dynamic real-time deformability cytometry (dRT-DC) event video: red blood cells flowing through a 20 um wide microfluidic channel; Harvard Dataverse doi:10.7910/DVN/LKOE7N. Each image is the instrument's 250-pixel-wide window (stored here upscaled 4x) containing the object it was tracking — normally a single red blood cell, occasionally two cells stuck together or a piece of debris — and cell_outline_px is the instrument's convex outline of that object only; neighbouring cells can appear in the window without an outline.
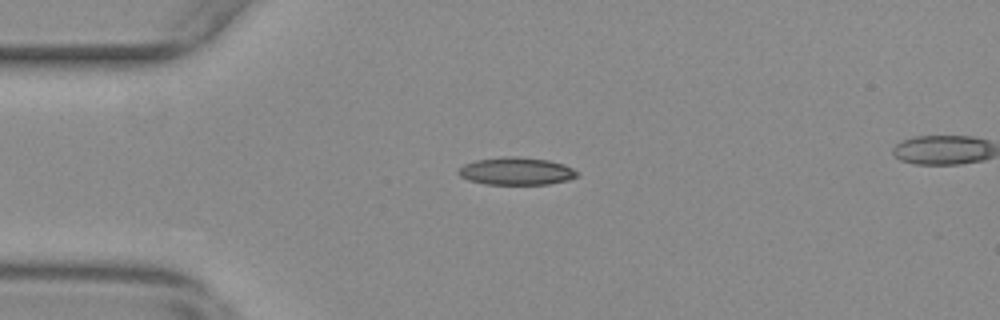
{"species": "common noctule bat (a hibernating species)", "species_latin": "Nyctalus noctula", "temperature_condition": "warm", "stored_images_in_passage": 55, "camera_frame_rate_fps": 3000, "um_per_image_px": 0.085, "animal": {"sex": "female", "body_mass_g": 29.2, "forearm_length_mm": 56.3}, "frame": {"image": 1, "passage_image": 13, "time_ms": 4.0, "image_size_px": [1000, 320], "cell_outline_px": [[576, 176], [568, 180], [548, 184], [484, 184], [468, 180], [460, 176], [456, 172], [464, 164], [476, 160], [508, 156], [516, 156], [548, 160], [564, 164], [572, 168], [576, 172]], "centroid_in_image_um": [43.85, 14.55], "position_along_channel_um": 41.2, "area_um2": 18.96}}
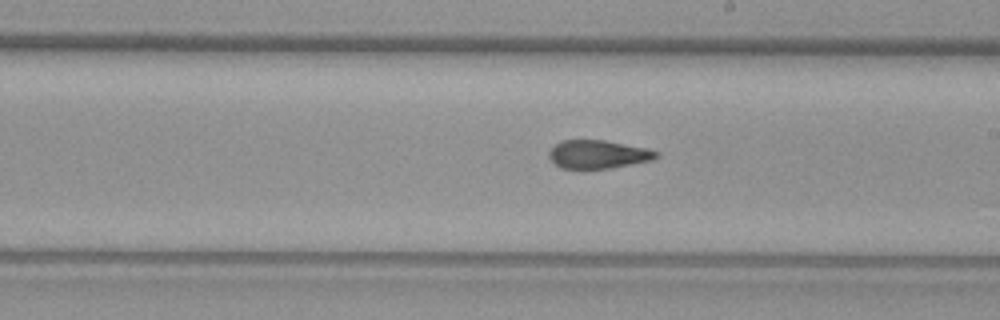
{"frame": {"image": 2, "passage_image": 31, "time_ms": 10.0, "image_size_px": [1000, 320], "cell_outline_px": [[660, 156], [652, 160], [612, 168], [584, 172], [580, 172], [560, 168], [548, 156], [548, 152], [560, 140], [604, 140], [648, 148], [660, 152]], "centroid_in_image_um": [50.82, 13.17], "position_along_channel_um": 238.2, "area_um2": 18.55}}
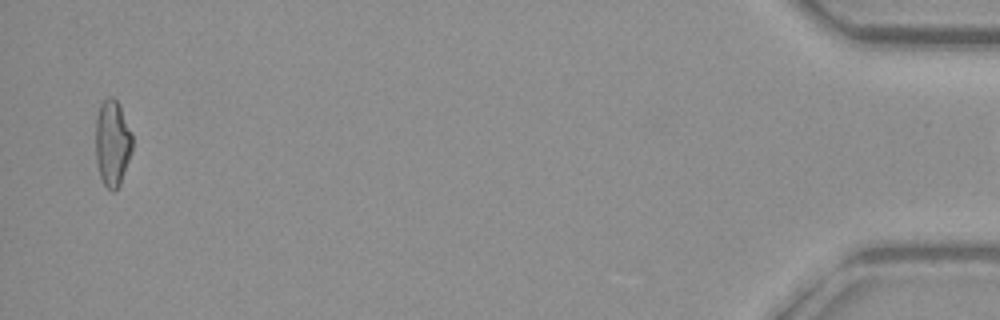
{"frame": {"image": 3, "passage_image": 54, "time_ms": 17.667, "image_size_px": [1000, 320], "cell_outline_px": [[132, 152], [120, 184], [112, 192], [104, 184], [100, 176], [96, 156], [96, 116], [100, 104], [108, 96], [112, 96], [116, 100], [120, 108], [132, 136]], "centroid_in_image_um": [9.54, 12.16], "position_along_channel_um": 425.7, "area_um2": 18.15}}